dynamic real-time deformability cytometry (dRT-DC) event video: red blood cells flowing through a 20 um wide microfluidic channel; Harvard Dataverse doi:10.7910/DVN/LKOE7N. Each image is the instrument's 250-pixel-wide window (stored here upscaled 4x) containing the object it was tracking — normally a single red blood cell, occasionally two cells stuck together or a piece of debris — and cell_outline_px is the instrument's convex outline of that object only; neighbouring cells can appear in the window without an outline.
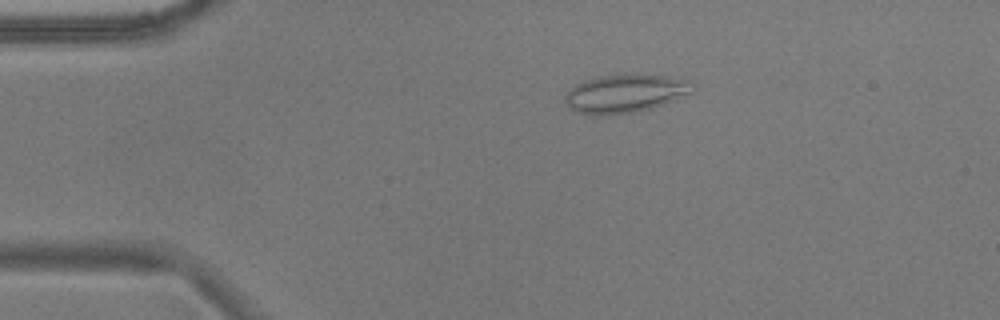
{"species": "common noctule bat (a hibernating species)", "species_latin": "Nyctalus noctula", "temperature_condition": "warm", "stored_images_in_passage": 46, "camera_frame_rate_fps": 3000, "um_per_image_px": 0.085, "animal": {"sex": "male", "body_mass_g": 17.9}, "frame": {"image": 1, "passage_image": 2, "time_ms": 0.333, "image_size_px": [1000, 320], "cell_outline_px": [[692, 92], [652, 108], [632, 112], [592, 116], [576, 112], [568, 108], [564, 100], [564, 96], [576, 84], [584, 80], [600, 76], [624, 72], [668, 76], [688, 80]], "centroid_in_image_um": [53.06, 7.93], "position_along_channel_um": 31.9, "area_um2": 28.61}}
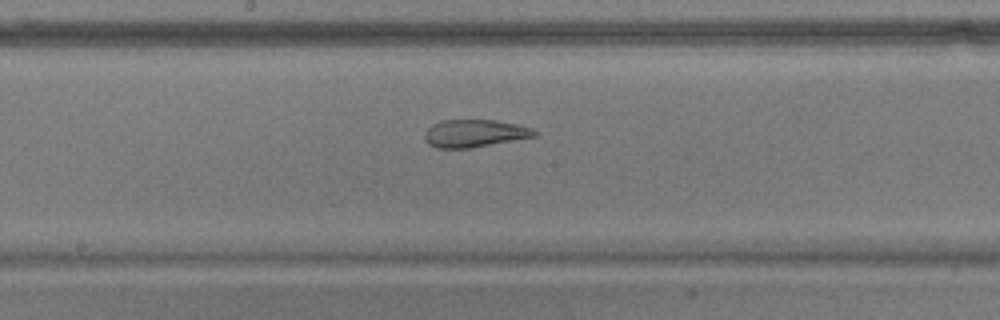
{"frame": {"image": 2, "passage_image": 20, "time_ms": 6.333, "image_size_px": [1000, 320], "cell_outline_px": [[540, 132], [536, 136], [468, 148], [436, 148], [428, 144], [424, 140], [424, 132], [432, 124], [440, 120], [496, 120], [520, 124], [532, 128]], "centroid_in_image_um": [40.33, 11.32], "position_along_channel_um": 207.9, "area_um2": 17.8}}
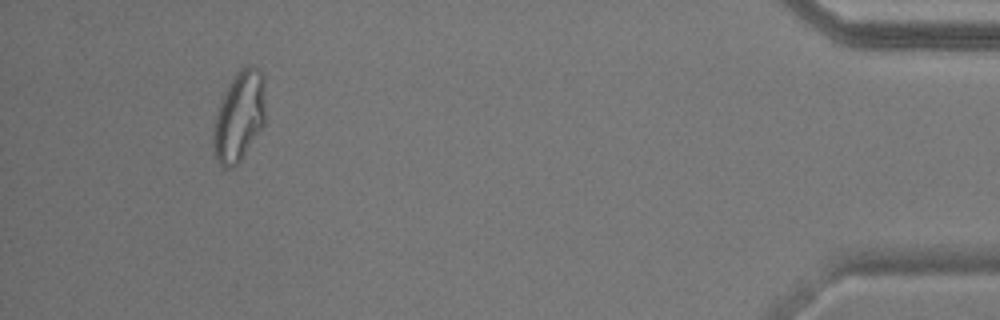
{"frame": {"image": 3, "passage_image": 42, "time_ms": 13.667, "image_size_px": [1000, 320], "cell_outline_px": [[264, 124], [240, 160], [232, 168], [224, 168], [216, 160], [212, 140], [216, 116], [220, 100], [224, 92], [236, 72], [244, 64], [248, 64], [256, 68], [264, 76]], "centroid_in_image_um": [20.32, 9.86], "position_along_channel_um": 414.9, "area_um2": 27.17}, "authors_computed_cell_mechanics": {"area_um2": 22.6287, "velocity_mm_per_s": 3.7091, "shape_relaxation_time_tau1_ms": null, "shape_relaxation_time_tau2_ms": 1.7466, "deformation_change_tau1": null, "deformation_change_tau2": 0.0782}}